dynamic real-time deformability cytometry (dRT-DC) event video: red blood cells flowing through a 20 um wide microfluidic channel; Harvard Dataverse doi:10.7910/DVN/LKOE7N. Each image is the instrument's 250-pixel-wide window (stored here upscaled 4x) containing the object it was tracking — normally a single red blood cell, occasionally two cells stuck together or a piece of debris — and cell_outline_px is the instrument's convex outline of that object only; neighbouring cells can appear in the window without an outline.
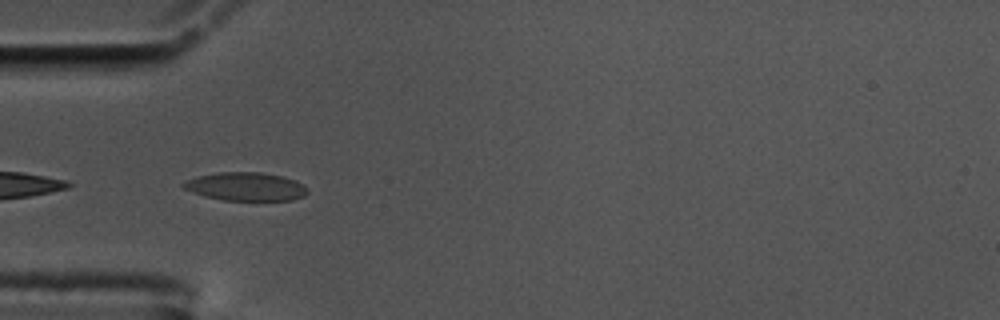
{"species": "common noctule bat (a hibernating species)", "species_latin": "Nyctalus noctula", "temperature_condition": "cold", "stored_images_in_passage": 40, "camera_frame_rate_fps": 3000, "um_per_image_px": 0.085, "animal": {"sex": "male", "body_mass_g": 17.5, "forearm_length_mm": 52.3}, "frame": {"image": 1, "passage_image": 1, "time_ms": 0.0, "image_size_px": [1000, 320], "cell_outline_px": [[308, 192], [304, 196], [292, 200], [224, 200], [204, 196], [192, 192], [184, 188], [180, 184], [196, 176], [216, 172], [260, 172], [280, 176], [296, 180], [308, 188]], "centroid_in_image_um": [20.89, 15.85], "position_along_channel_um": 64.1, "area_um2": 20.52}}
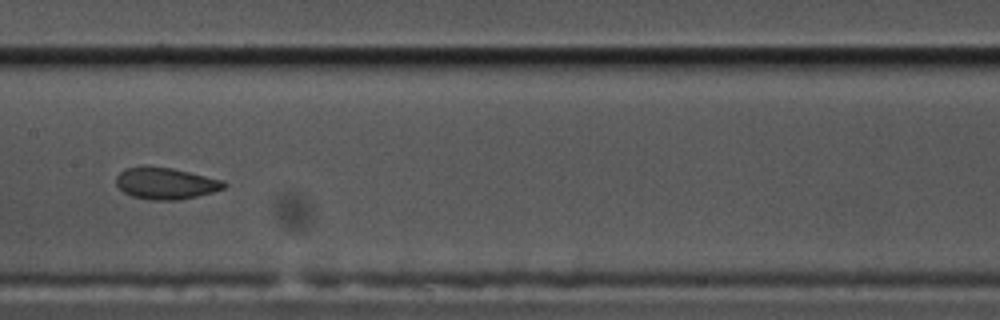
{"frame": {"image": 2, "passage_image": 12, "time_ms": 3.667, "image_size_px": [1000, 320], "cell_outline_px": [[228, 184], [224, 188], [212, 192], [196, 196], [176, 200], [152, 200], [132, 196], [124, 192], [116, 184], [116, 176], [124, 168], [172, 168], [224, 180]], "centroid_in_image_um": [14.11, 15.6], "position_along_channel_um": 193.3, "area_um2": 19.42}}
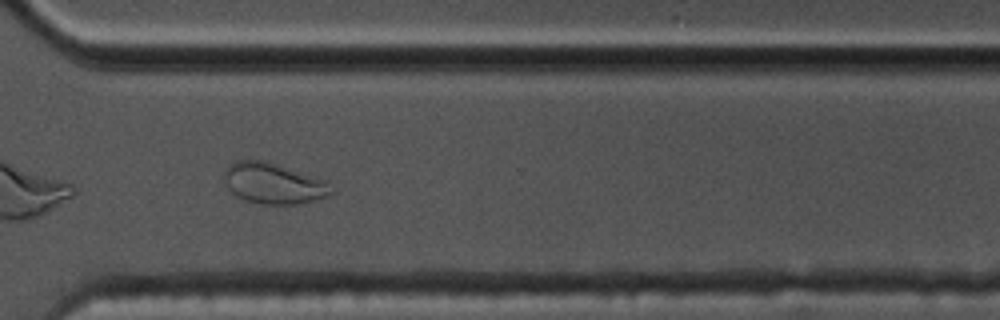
{"frame": {"image": 3, "passage_image": 25, "time_ms": 8.0, "image_size_px": [1000, 320], "cell_outline_px": [[332, 192], [324, 196], [300, 204], [260, 204], [244, 200], [236, 196], [228, 188], [220, 176], [224, 168], [228, 164], [236, 160], [264, 160], [328, 180]], "centroid_in_image_um": [23.16, 15.57], "position_along_channel_um": 347.4, "area_um2": 25.78}}